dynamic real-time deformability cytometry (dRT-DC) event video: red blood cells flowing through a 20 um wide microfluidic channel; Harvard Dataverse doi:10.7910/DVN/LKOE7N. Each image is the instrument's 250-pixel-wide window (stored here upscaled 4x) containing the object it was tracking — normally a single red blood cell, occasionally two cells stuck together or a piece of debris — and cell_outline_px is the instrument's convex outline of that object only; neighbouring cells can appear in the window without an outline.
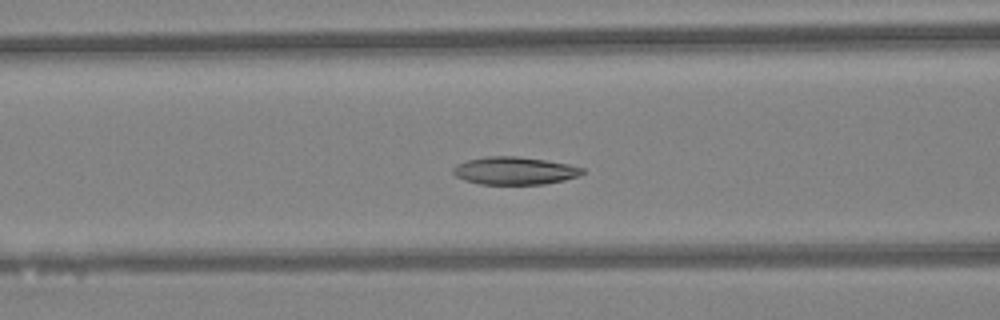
{"species": "Egyptian fruit bat (a non-hibernating species)", "species_latin": "Rousettus aegyptiacus", "temperature_condition": "warm", "stored_images_in_passage": 48, "camera_frame_rate_fps": 3000, "um_per_image_px": 0.085, "animal": {"sex": "female"}, "frame": {"image": 1, "passage_image": 19, "time_ms": 6.0, "image_size_px": [1000, 320], "cell_outline_px": [[584, 172], [580, 176], [564, 180], [544, 184], [480, 184], [464, 180], [456, 176], [452, 172], [452, 168], [456, 164], [468, 160], [484, 156], [516, 156], [544, 160], [568, 164], [584, 168]], "centroid_in_image_um": [43.73, 14.51], "position_along_channel_um": 122.9, "area_um2": 20.92}}
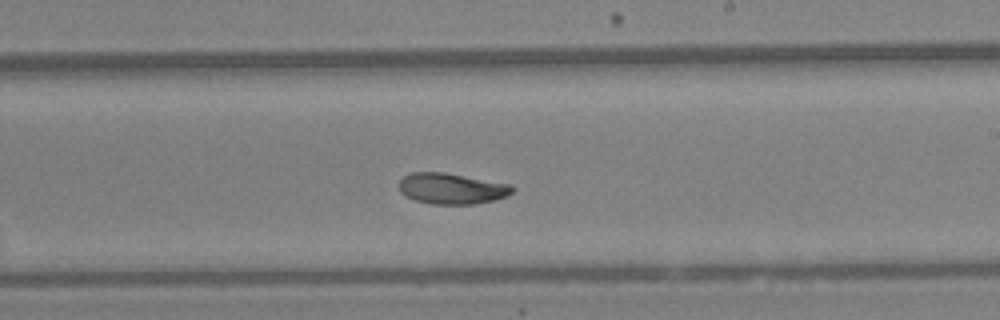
{"frame": {"image": 2, "passage_image": 28, "time_ms": 9.0, "image_size_px": [1000, 320], "cell_outline_px": [[516, 188], [512, 192], [496, 200], [472, 204], [432, 204], [416, 200], [400, 192], [400, 180], [404, 176], [412, 172], [444, 172], [512, 184]], "centroid_in_image_um": [38.43, 16.02], "position_along_channel_um": 250.6, "area_um2": 20.35}}
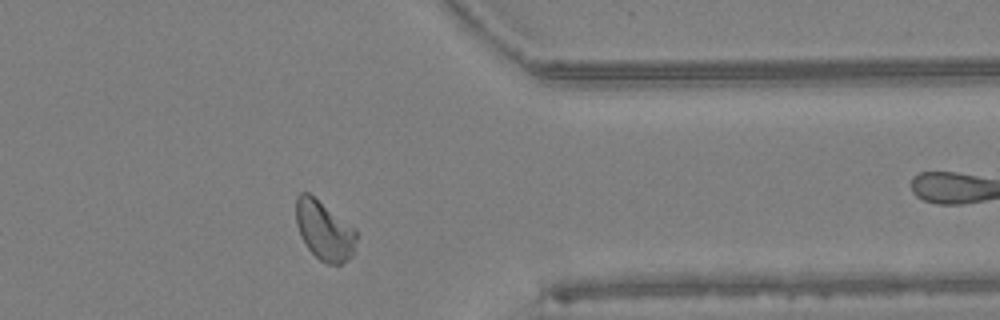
{"frame": {"image": 3, "passage_image": 38, "time_ms": 12.333, "image_size_px": [1000, 320], "cell_outline_px": [[356, 240], [352, 256], [348, 260], [340, 264], [328, 264], [320, 260], [308, 248], [300, 236], [296, 224], [296, 196], [300, 192], [308, 192], [356, 228]], "centroid_in_image_um": [27.56, 19.58], "position_along_channel_um": 383.8, "area_um2": 20.92}, "authors_computed_cell_mechanics": {"area_um2": 21.2126, "velocity_mm_per_s": 4.2911, "shape_relaxation_time_tau1_ms": 3.8416, "shape_relaxation_time_tau2_ms": 3.1502, "deformation_change_tau1": 0.1065, "deformation_change_tau2": 0.0631}}